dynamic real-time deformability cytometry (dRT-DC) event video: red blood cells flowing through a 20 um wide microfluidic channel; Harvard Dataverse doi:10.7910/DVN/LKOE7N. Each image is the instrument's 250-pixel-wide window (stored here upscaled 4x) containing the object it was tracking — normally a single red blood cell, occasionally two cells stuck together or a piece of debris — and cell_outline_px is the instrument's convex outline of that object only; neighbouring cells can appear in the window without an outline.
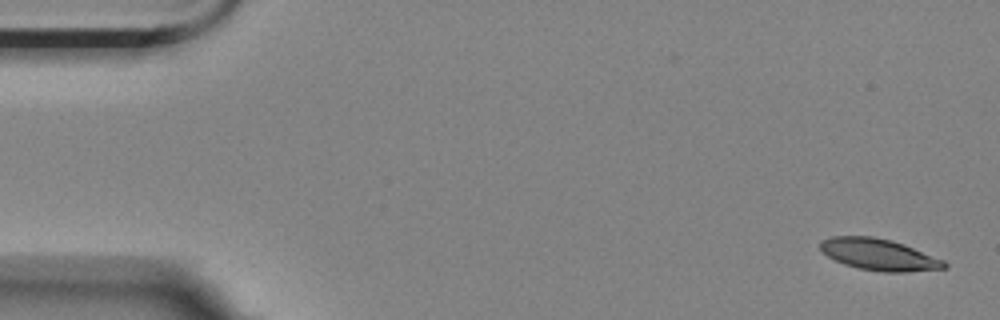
{"species": "Egyptian fruit bat (a non-hibernating species)", "species_latin": "Rousettus aegyptiacus", "temperature_condition": "room temperature", "stored_images_in_passage": 4, "camera_frame_rate_fps": 3000, "um_per_image_px": 0.085, "animal": {"sex": "female"}, "frame": {"image": 1, "passage_image": 1, "time_ms": 0.0, "image_size_px": [1000, 320], "cell_outline_px": [[948, 268], [908, 272], [884, 272], [856, 268], [844, 264], [828, 256], [820, 248], [820, 240], [832, 236], [872, 236], [892, 240], [904, 244], [944, 260], [948, 264]], "centroid_in_image_um": [74.73, 21.64], "position_along_channel_um": 10.3, "area_um2": 22.89}}